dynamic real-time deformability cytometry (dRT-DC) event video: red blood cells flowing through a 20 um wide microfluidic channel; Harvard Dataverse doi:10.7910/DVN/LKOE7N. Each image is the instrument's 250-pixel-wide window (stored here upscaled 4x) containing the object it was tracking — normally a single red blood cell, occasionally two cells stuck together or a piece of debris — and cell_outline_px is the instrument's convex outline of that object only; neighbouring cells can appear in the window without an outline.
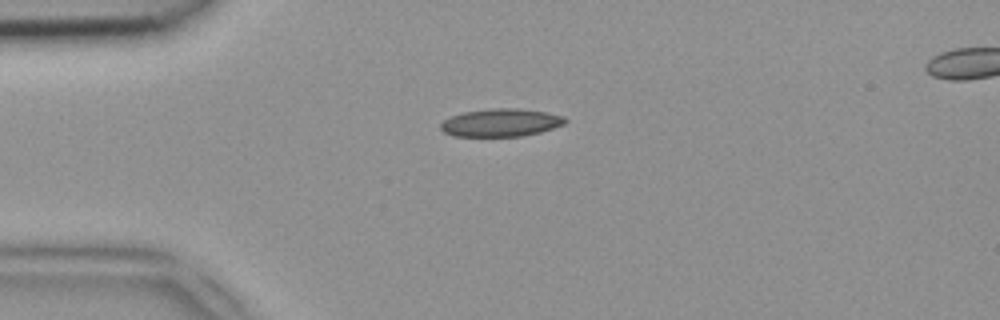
{"species": "common noctule bat (a hibernating species)", "species_latin": "Nyctalus noctula", "temperature_condition": "room temperature", "stored_images_in_passage": 38, "camera_frame_rate_fps": 3000, "um_per_image_px": 0.085, "animal": {"sex": "female", "body_mass_g": 18.4}, "frame": {"image": 1, "passage_image": 1, "time_ms": 0.0, "image_size_px": [1000, 320], "cell_outline_px": [[568, 120], [564, 124], [540, 132], [524, 136], [452, 136], [444, 132], [440, 128], [440, 124], [444, 120], [452, 116], [464, 112], [492, 108], [520, 108], [548, 112], [564, 116]], "centroid_in_image_um": [42.59, 10.42], "position_along_channel_um": 42.4, "area_um2": 20.29}}
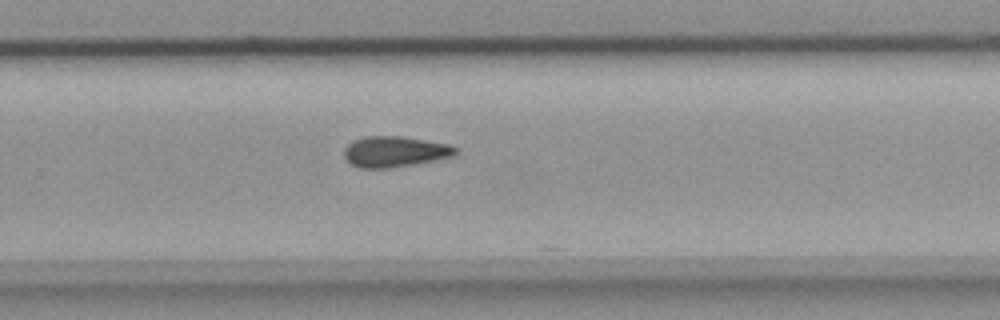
{"frame": {"image": 2, "passage_image": 21, "time_ms": 6.667, "image_size_px": [1000, 320], "cell_outline_px": [[456, 152], [452, 156], [412, 164], [388, 168], [360, 168], [352, 164], [344, 156], [344, 148], [352, 140], [364, 136], [400, 136], [452, 144], [456, 148]], "centroid_in_image_um": [33.52, 12.87], "position_along_channel_um": 296.3, "area_um2": 19.83}}
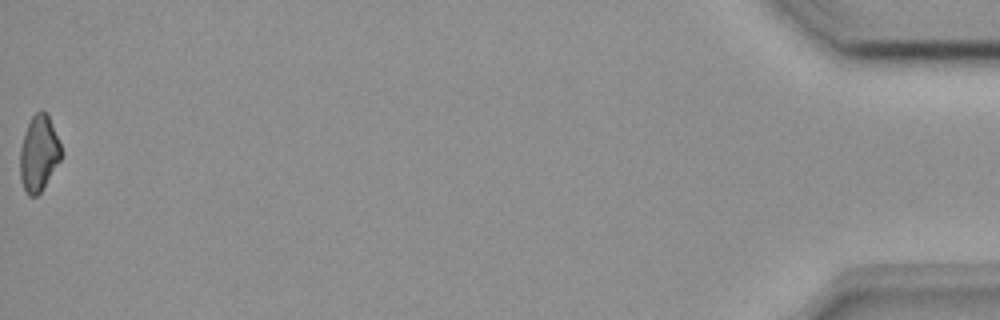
{"frame": {"image": 3, "passage_image": 38, "time_ms": 12.333, "image_size_px": [1000, 320], "cell_outline_px": [[60, 160], [40, 192], [36, 196], [28, 196], [20, 180], [20, 148], [28, 124], [32, 116], [40, 108], [48, 112], [60, 144]], "centroid_in_image_um": [3.28, 13.0], "position_along_channel_um": 431.9, "area_um2": 17.98}}